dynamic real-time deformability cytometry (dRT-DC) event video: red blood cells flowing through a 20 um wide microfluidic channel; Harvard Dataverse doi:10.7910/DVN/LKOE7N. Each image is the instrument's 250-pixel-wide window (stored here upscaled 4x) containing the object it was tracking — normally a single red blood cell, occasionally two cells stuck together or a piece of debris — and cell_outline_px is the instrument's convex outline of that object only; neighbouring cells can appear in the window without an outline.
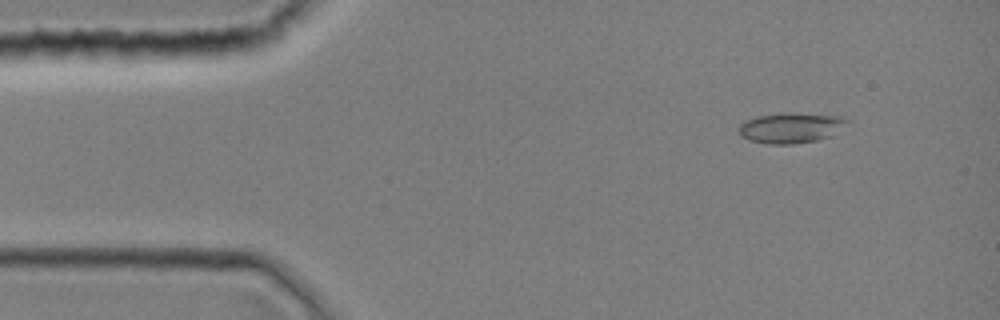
{"species": "common noctule bat (a hibernating species)", "species_latin": "Nyctalus noctula", "temperature_condition": "room temperature", "stored_images_in_passage": 1, "camera_frame_rate_fps": 3000, "um_per_image_px": 0.085, "animal": {"sex": "female", "body_mass_g": 19.0, "forearm_length_mm": 51.5}, "frame": {"image": 1, "passage_image": 1, "time_ms": 0.0, "image_size_px": [1000, 320], "cell_outline_px": [[852, 120], [832, 136], [816, 140], [792, 144], [768, 144], [748, 140], [740, 136], [740, 124], [744, 120], [756, 116], [780, 112], [792, 112], [840, 116]], "centroid_in_image_um": [67.23, 10.85], "position_along_channel_um": 17.8, "area_um2": 19.54}}